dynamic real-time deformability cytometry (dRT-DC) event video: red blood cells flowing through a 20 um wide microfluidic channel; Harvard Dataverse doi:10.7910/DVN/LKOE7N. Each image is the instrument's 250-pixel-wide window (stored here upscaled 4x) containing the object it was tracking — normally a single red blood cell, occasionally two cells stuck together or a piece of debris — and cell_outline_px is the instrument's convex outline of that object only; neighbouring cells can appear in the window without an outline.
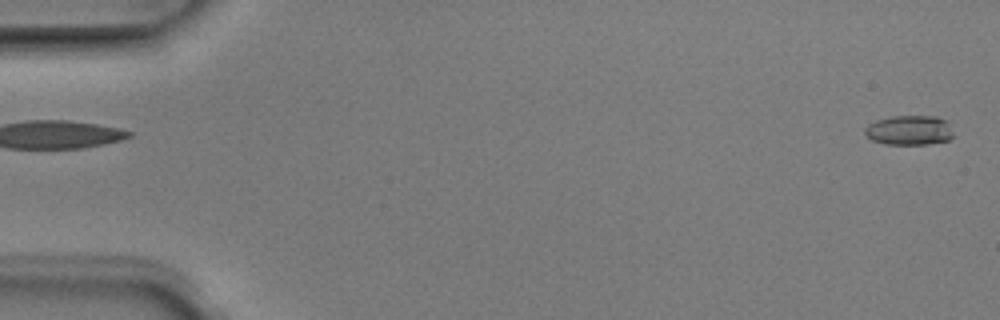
{"species": "Egyptian fruit bat (a non-hibernating species)", "species_latin": "Rousettus aegyptiacus", "temperature_condition": "room temperature", "stored_images_in_passage": 4, "segment_of_instrument_passage": [2, 2], "camera_frame_rate_fps": 3000, "um_per_image_px": 0.085, "animal": {"sex": "male"}, "frame": {"image": 1, "passage_image": 4, "time_ms": 1.0, "image_size_px": [1000, 320], "cell_outline_px": [[952, 136], [948, 140], [928, 144], [884, 144], [872, 140], [864, 132], [864, 128], [868, 124], [876, 120], [892, 116], [936, 116], [948, 120], [952, 132]], "centroid_in_image_um": [77.29, 11.06], "position_along_channel_um": 7.7, "area_um2": 15.37}}